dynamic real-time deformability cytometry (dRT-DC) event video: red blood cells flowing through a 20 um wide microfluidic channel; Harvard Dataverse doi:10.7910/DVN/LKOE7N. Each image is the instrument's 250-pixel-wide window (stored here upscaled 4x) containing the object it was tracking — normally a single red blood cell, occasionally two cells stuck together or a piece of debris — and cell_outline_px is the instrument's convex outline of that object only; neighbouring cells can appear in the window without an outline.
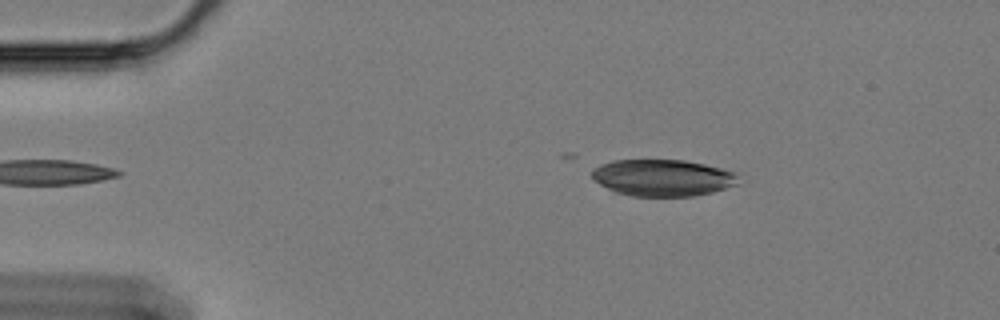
{"species": "Egyptian fruit bat (a non-hibernating species)", "species_latin": "Rousettus aegyptiacus", "temperature_condition": "cold", "stored_images_in_passage": 18, "camera_frame_rate_fps": 3000, "um_per_image_px": 0.085, "animal": {"sex": "female"}, "frame": {"image": 1, "passage_image": 2, "time_ms": 0.333, "image_size_px": [1000, 320], "cell_outline_px": [[740, 172], [736, 184], [712, 192], [692, 196], [632, 196], [616, 192], [592, 180], [592, 168], [600, 164], [612, 160], [684, 160], [704, 164]], "centroid_in_image_um": [56.32, 15.1], "position_along_channel_um": 28.7, "area_um2": 31.44}}
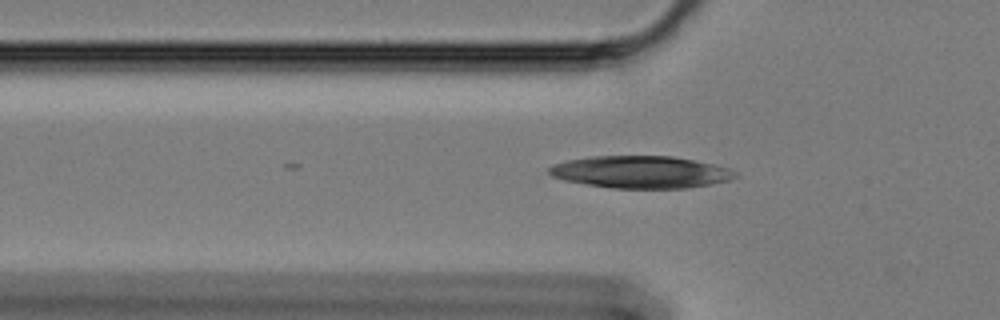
{"frame": {"image": 2, "passage_image": 11, "time_ms": 3.333, "image_size_px": [1000, 320], "cell_outline_px": [[736, 176], [728, 180], [688, 188], [612, 188], [564, 180], [552, 176], [548, 172], [548, 168], [552, 164], [568, 160], [588, 156], [672, 156], [712, 164], [728, 168], [736, 172]], "centroid_in_image_um": [54.41, 14.62], "position_along_channel_um": 71.4, "area_um2": 34.68}}
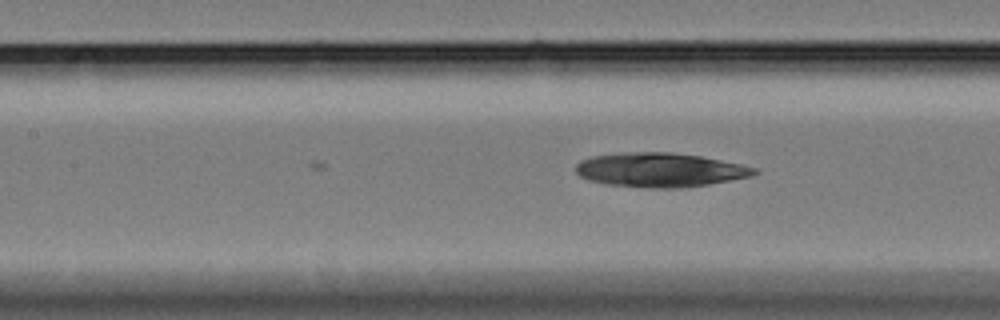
{"frame": {"image": 3, "passage_image": 18, "time_ms": 5.667, "image_size_px": [1000, 320], "cell_outline_px": [[760, 172], [752, 176], [708, 184], [680, 188], [648, 188], [608, 184], [588, 180], [580, 176], [576, 172], [576, 164], [580, 160], [592, 156], [624, 152], [672, 152], [700, 156], [740, 164], [756, 168]], "centroid_in_image_um": [56.08, 14.44], "position_along_channel_um": 151.3, "area_um2": 35.55}}